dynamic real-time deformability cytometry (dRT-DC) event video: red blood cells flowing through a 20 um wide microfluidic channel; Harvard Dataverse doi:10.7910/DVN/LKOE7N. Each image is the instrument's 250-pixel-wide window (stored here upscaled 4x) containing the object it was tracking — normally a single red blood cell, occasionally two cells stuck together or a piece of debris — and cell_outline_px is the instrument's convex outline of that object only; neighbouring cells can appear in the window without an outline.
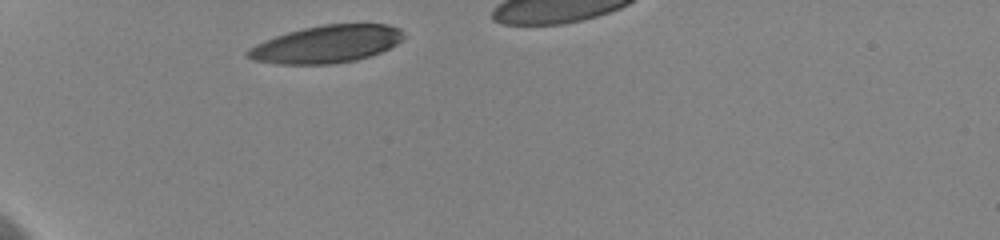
{"species": "human", "species_latin": "Homo sapiens", "temperature_condition": "cold", "stored_images_in_passage": 1, "camera_frame_rate_fps": 3000, "um_per_image_px": 0.085, "donor": {"sex": "female"}, "frame": {"image": 1, "passage_image": 1, "time_ms": 0.0, "image_size_px": [1000, 240], "cell_outline_px": [[404, 36], [396, 44], [380, 52], [356, 60], [332, 64], [276, 64], [252, 60], [244, 56], [244, 52], [248, 48], [264, 40], [288, 32], [304, 28], [324, 24], [388, 24], [400, 28]], "centroid_in_image_um": [27.7, 3.76], "position_along_channel_um": 57.3, "area_um2": 34.04}}